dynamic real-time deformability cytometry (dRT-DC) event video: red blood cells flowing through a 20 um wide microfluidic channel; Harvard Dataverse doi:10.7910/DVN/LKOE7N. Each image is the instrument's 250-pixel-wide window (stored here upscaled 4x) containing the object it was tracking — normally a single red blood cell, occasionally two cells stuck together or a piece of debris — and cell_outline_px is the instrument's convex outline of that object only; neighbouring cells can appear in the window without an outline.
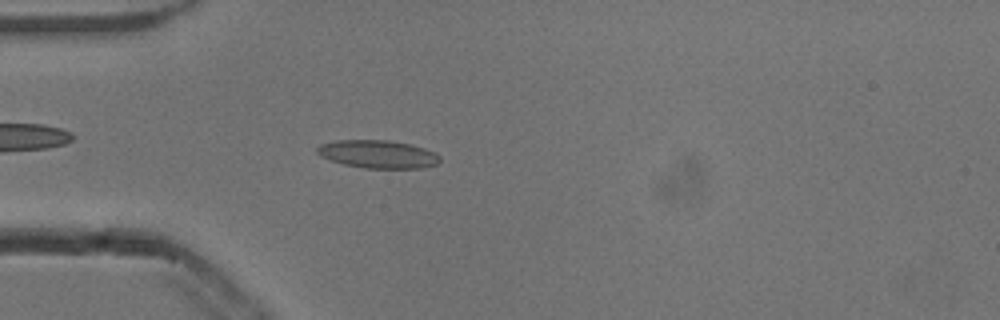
{"species": "common noctule bat (a hibernating species)", "species_latin": "Nyctalus noctula", "temperature_condition": "cold", "stored_images_in_passage": 39, "camera_frame_rate_fps": 3000, "um_per_image_px": 0.085, "animal": {"sex": "male", "body_mass_g": 13.3}, "frame": {"image": 1, "passage_image": 1, "time_ms": 0.0, "image_size_px": [1000, 320], "cell_outline_px": [[440, 160], [436, 164], [424, 168], [364, 168], [344, 164], [320, 156], [316, 152], [316, 148], [320, 144], [336, 140], [388, 140], [408, 144], [424, 148], [436, 152], [440, 156]], "centroid_in_image_um": [32.12, 13.1], "position_along_channel_um": 52.9, "area_um2": 20.0}}
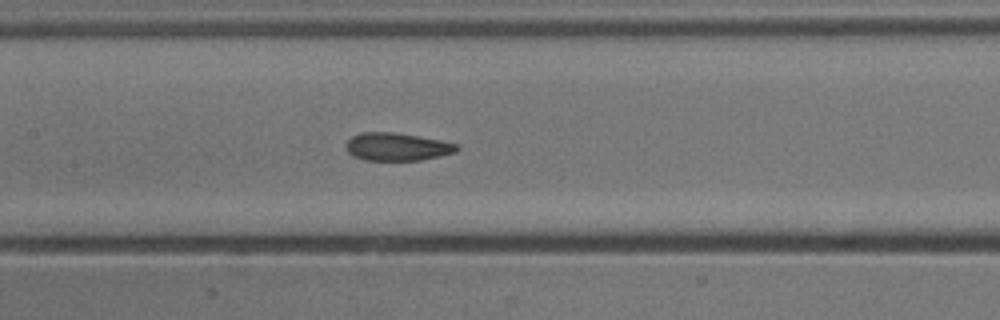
{"frame": {"image": 2, "passage_image": 11, "time_ms": 3.333, "image_size_px": [1000, 320], "cell_outline_px": [[460, 148], [456, 152], [440, 156], [420, 160], [364, 160], [352, 156], [344, 148], [344, 144], [352, 136], [360, 132], [392, 132], [440, 140], [460, 144]], "centroid_in_image_um": [33.73, 12.48], "position_along_channel_um": 173.7, "area_um2": 18.15}}
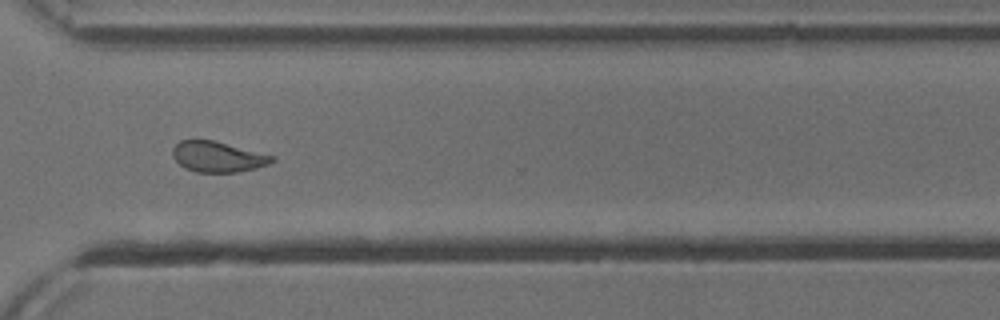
{"frame": {"image": 3, "passage_image": 25, "time_ms": 8.0, "image_size_px": [1000, 320], "cell_outline_px": [[276, 160], [268, 164], [256, 168], [236, 172], [196, 172], [184, 168], [172, 156], [172, 148], [180, 140], [212, 140], [276, 156]], "centroid_in_image_um": [18.51, 13.33], "position_along_channel_um": 352.1, "area_um2": 17.69}, "authors_computed_cell_mechanics": {"area_um2": 18.4382, "velocity_mm_per_s": 3.8332, "shape_relaxation_time_tau1_ms": null, "shape_relaxation_time_tau2_ms": 1.6827, "deformation_change_tau1": null, "deformation_change_tau2": 0.0782}}